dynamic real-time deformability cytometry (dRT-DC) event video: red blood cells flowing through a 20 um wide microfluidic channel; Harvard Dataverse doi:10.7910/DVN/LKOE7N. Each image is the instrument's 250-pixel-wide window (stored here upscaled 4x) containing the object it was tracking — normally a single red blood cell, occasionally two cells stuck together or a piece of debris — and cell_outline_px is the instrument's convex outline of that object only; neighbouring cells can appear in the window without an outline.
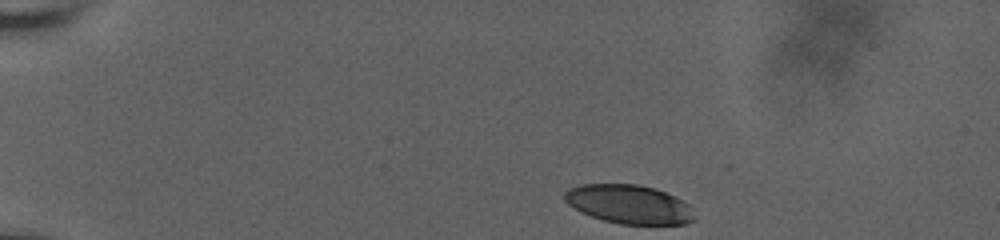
{"species": "human", "species_latin": "Homo sapiens", "temperature_condition": "room temperature", "stored_images_in_passage": 29, "camera_frame_rate_fps": 3000, "um_per_image_px": 0.085, "donor": {"sex": "male"}, "frame": {"image": 1, "passage_image": 1, "time_ms": 0.0, "image_size_px": [1000, 240], "cell_outline_px": [[692, 220], [684, 224], [620, 224], [604, 220], [580, 212], [568, 204], [564, 200], [564, 192], [568, 188], [580, 184], [636, 184], [652, 188], [664, 192], [688, 204], [692, 216]], "centroid_in_image_um": [53.37, 17.35], "position_along_channel_um": 31.6, "area_um2": 28.96}}
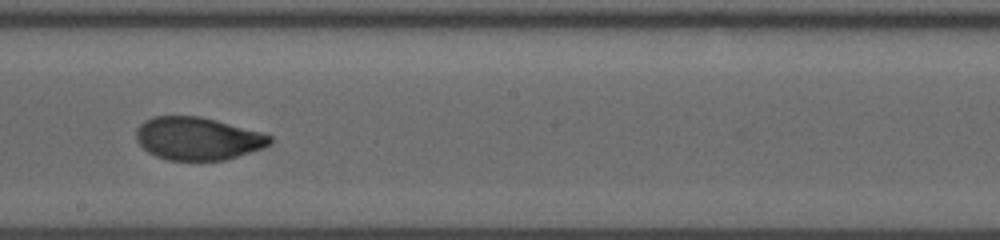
{"frame": {"image": 2, "passage_image": 17, "time_ms": 8.0, "image_size_px": [1000, 240], "cell_outline_px": [[272, 144], [264, 148], [224, 160], [168, 160], [156, 156], [148, 152], [136, 140], [136, 128], [144, 120], [156, 116], [200, 116], [264, 132], [272, 136]], "centroid_in_image_um": [16.83, 11.77], "position_along_channel_um": 231.4, "area_um2": 33.58}}
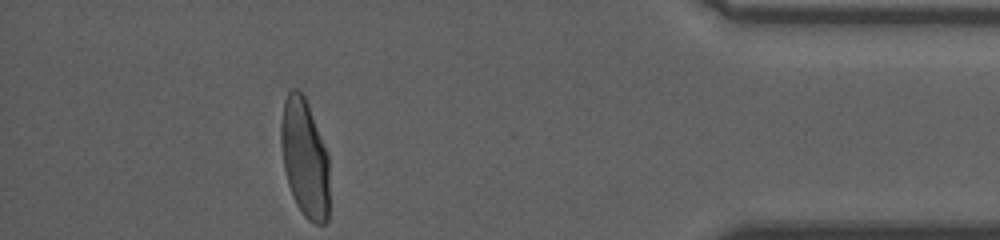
{"frame": {"image": 3, "passage_image": 29, "time_ms": 14.0, "image_size_px": [1000, 240], "cell_outline_px": [[328, 220], [324, 224], [316, 224], [308, 220], [304, 216], [296, 204], [292, 196], [288, 184], [284, 168], [280, 140], [280, 128], [284, 100], [288, 92], [292, 88], [296, 88], [304, 96], [308, 104], [328, 156]], "centroid_in_image_um": [25.88, 13.46], "position_along_channel_um": 409.3, "area_um2": 33.23}, "authors_computed_cell_mechanics": {"area_um2": 33.5818, "velocity_mm_per_s": 3.638, "shape_relaxation_time_tau1_ms": 4.937, "shape_relaxation_time_tau2_ms": 0.921, "deformation_change_tau1": 0.1827, "deformation_change_tau2": 0.0472}}